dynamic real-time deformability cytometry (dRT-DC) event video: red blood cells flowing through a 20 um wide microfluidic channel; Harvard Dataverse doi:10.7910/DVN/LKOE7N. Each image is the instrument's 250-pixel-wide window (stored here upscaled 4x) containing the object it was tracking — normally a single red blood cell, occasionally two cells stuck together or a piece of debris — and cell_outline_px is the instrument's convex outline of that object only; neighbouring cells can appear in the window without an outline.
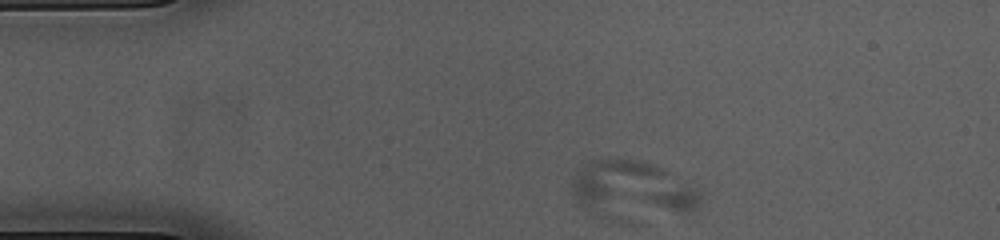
{"species": "common noctule bat (a hibernating species)", "species_latin": "Nyctalus noctula", "temperature_condition": "cold", "stored_images_in_passage": 3, "camera_frame_rate_fps": 3000, "um_per_image_px": 0.085, "animal": {"sex": "female", "body_mass_g": 23.0, "forearm_length_mm": 53.4}, "frame": {"image": 1, "passage_image": 1, "time_ms": 0.0, "image_size_px": [1000, 240], "cell_outline_px": [[704, 196], [696, 208], [692, 212], [648, 224], [620, 224], [596, 216], [588, 212], [576, 200], [572, 192], [572, 184], [576, 172], [588, 160], [604, 156], [616, 156], [640, 160], [656, 164], [700, 192]], "centroid_in_image_um": [53.73, 16.25], "position_along_channel_um": 31.3, "area_um2": 46.76}}